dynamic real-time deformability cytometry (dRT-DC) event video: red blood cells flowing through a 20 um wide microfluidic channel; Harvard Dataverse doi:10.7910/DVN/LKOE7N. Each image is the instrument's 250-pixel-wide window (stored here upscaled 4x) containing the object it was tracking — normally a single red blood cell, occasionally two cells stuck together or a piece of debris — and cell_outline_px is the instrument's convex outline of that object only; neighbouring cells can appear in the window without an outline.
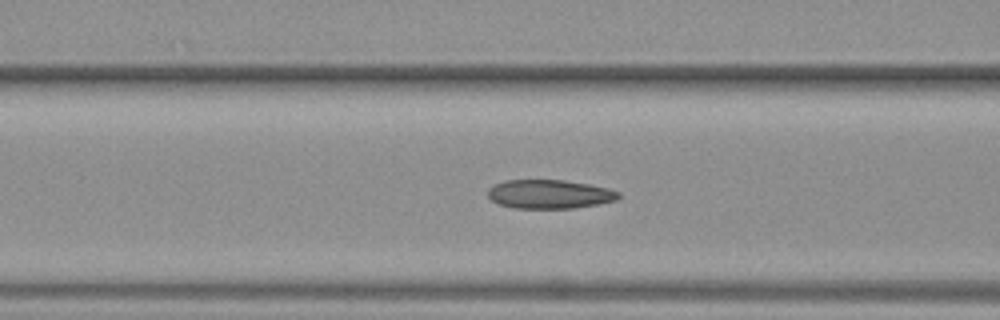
{"species": "common noctule bat (a hibernating species)", "species_latin": "Nyctalus noctula", "temperature_condition": "warm", "stored_images_in_passage": 5, "camera_frame_rate_fps": 3000, "um_per_image_px": 0.085, "animal": {"sex": "female", "body_mass_g": 19.3, "forearm_length_mm": 54.1}, "frame": {"image": 1, "passage_image": 5, "time_ms": 1.333, "image_size_px": [1000, 320], "cell_outline_px": [[620, 196], [616, 200], [576, 208], [516, 208], [500, 204], [492, 200], [488, 196], [488, 188], [504, 180], [564, 180], [588, 184], [608, 188], [620, 192]], "centroid_in_image_um": [46.71, 16.5], "position_along_channel_um": 119.9, "area_um2": 21.85}}